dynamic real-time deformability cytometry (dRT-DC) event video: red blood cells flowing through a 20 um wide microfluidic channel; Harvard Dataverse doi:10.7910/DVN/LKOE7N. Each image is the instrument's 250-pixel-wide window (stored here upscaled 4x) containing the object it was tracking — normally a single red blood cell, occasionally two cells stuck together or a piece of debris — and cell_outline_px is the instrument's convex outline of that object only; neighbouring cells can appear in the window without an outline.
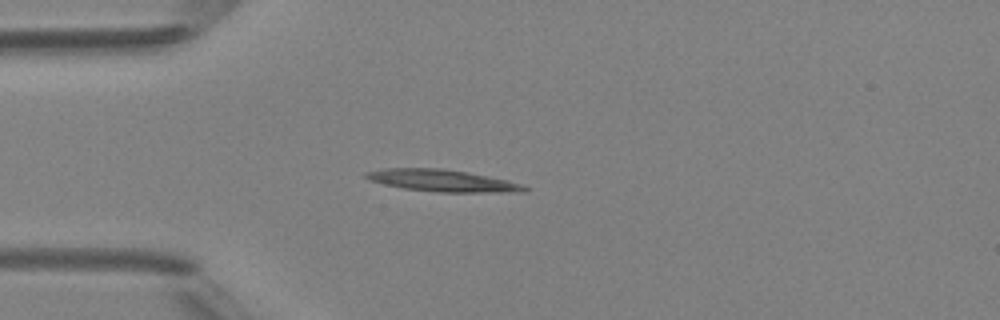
{"species": "Egyptian fruit bat (a non-hibernating species)", "species_latin": "Rousettus aegyptiacus", "temperature_condition": "room temperature", "stored_images_in_passage": 2, "camera_frame_rate_fps": 3000, "um_per_image_px": 0.085, "animal": {"sex": "female"}, "frame": {"image": 1, "passage_image": 1, "time_ms": 0.0, "image_size_px": [1000, 320], "cell_outline_px": [[528, 192], [440, 192], [404, 188], [384, 184], [372, 180], [364, 176], [364, 172], [384, 168], [440, 168], [468, 172], [508, 180], [524, 184], [528, 188]], "centroid_in_image_um": [37.66, 15.35], "position_along_channel_um": 47.3, "area_um2": 20.23}}